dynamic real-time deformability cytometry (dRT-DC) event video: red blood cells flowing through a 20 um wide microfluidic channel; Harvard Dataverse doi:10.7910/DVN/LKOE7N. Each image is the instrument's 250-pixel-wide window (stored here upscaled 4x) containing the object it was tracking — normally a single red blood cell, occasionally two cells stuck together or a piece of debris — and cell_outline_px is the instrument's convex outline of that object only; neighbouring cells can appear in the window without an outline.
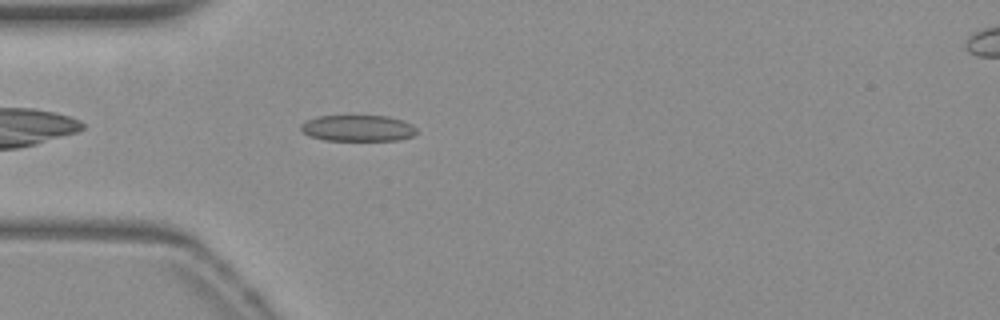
{"species": "common noctule bat (a hibernating species)", "species_latin": "Nyctalus noctula", "temperature_condition": "warm", "stored_images_in_passage": 38, "camera_frame_rate_fps": 3000, "um_per_image_px": 0.085, "animal": {"sex": "female", "body_mass_g": 19.3, "forearm_length_mm": 54.1}, "frame": {"image": 1, "passage_image": 4, "time_ms": 1.0, "image_size_px": [1000, 320], "cell_outline_px": [[416, 132], [412, 136], [396, 140], [324, 140], [312, 136], [304, 132], [300, 128], [300, 124], [308, 120], [320, 116], [388, 116], [404, 120], [412, 124], [416, 128]], "centroid_in_image_um": [30.45, 10.89], "position_along_channel_um": 54.6, "area_um2": 17.51}}
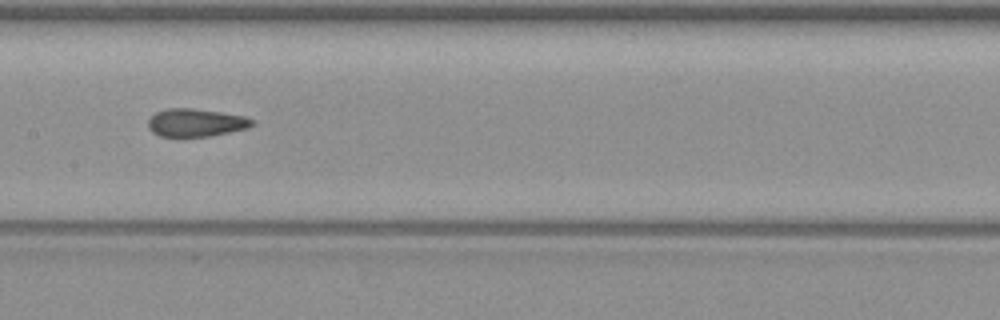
{"frame": {"image": 2, "passage_image": 15, "time_ms": 4.667, "image_size_px": [1000, 320], "cell_outline_px": [[252, 124], [248, 128], [208, 136], [160, 136], [152, 132], [148, 128], [148, 120], [156, 112], [168, 108], [192, 108], [220, 112], [244, 116], [252, 120]], "centroid_in_image_um": [16.6, 10.42], "position_along_channel_um": 190.8, "area_um2": 16.65}}
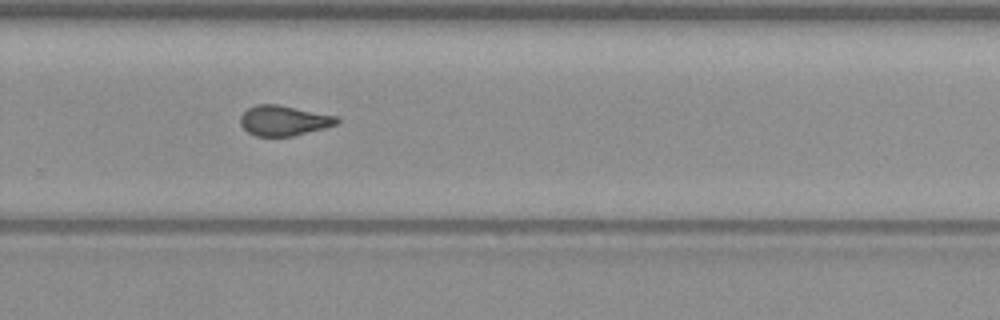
{"frame": {"image": 3, "passage_image": 24, "time_ms": 7.667, "image_size_px": [1000, 320], "cell_outline_px": [[340, 120], [336, 124], [324, 128], [292, 136], [256, 136], [248, 132], [240, 124], [240, 116], [248, 108], [256, 104], [280, 104], [336, 116]], "centroid_in_image_um": [24.1, 10.24], "position_along_channel_um": 305.7, "area_um2": 16.94}, "authors_computed_cell_mechanics": {"area_um2": 17.1666, "velocity_mm_per_s": 3.8544, "shape_relaxation_time_tau1_ms": 9.8756, "shape_relaxation_time_tau2_ms": 2.5623, "deformation_change_tau1": 0.2238, "deformation_change_tau2": 0.0973}}